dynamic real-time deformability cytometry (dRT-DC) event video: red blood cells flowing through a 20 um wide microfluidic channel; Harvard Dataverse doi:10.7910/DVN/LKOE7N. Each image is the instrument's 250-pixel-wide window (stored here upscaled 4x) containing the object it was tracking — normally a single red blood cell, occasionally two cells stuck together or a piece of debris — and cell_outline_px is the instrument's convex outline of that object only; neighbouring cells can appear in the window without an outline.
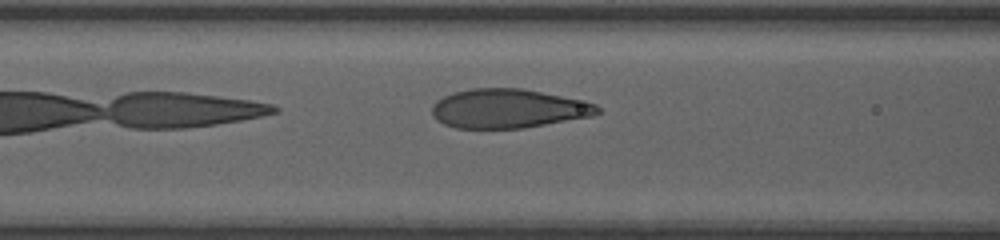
{"species": "human", "species_latin": "Homo sapiens", "temperature_condition": "room temperature", "stored_images_in_passage": 7, "camera_frame_rate_fps": 3000, "um_per_image_px": 0.085, "donor": {"sex": "female"}, "frame": {"image": 1, "passage_image": 7, "time_ms": 6.333, "image_size_px": [1000, 240], "cell_outline_px": [[600, 112], [592, 116], [524, 128], [456, 128], [444, 124], [436, 120], [432, 116], [432, 104], [436, 100], [452, 92], [472, 88], [524, 88], [596, 104], [600, 108]], "centroid_in_image_um": [43.14, 9.23], "position_along_channel_um": 123.5, "area_um2": 37.69}}